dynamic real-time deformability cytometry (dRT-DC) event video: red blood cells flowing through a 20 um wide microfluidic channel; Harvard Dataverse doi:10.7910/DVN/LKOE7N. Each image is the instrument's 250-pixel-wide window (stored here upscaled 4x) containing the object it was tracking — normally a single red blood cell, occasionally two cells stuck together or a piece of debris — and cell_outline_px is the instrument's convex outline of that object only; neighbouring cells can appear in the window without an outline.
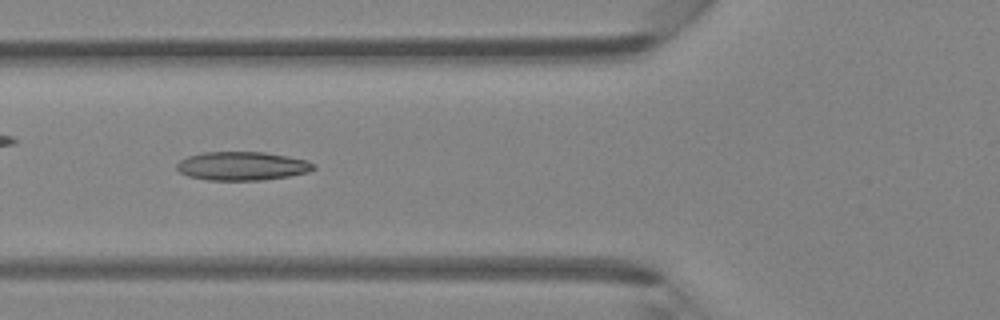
{"species": "Egyptian fruit bat (a non-hibernating species)", "species_latin": "Rousettus aegyptiacus", "temperature_condition": "room temperature", "stored_images_in_passage": 44, "camera_frame_rate_fps": 3000, "um_per_image_px": 0.085, "animal": {"sex": "female"}, "frame": {"image": 1, "passage_image": 16, "time_ms": 5.0, "image_size_px": [1000, 320], "cell_outline_px": [[316, 168], [308, 172], [288, 176], [264, 180], [208, 180], [188, 176], [180, 172], [176, 168], [176, 164], [180, 160], [188, 156], [204, 152], [264, 152], [288, 156], [308, 160], [316, 164]], "centroid_in_image_um": [20.6, 14.11], "position_along_channel_um": 105.2, "area_um2": 22.95}}
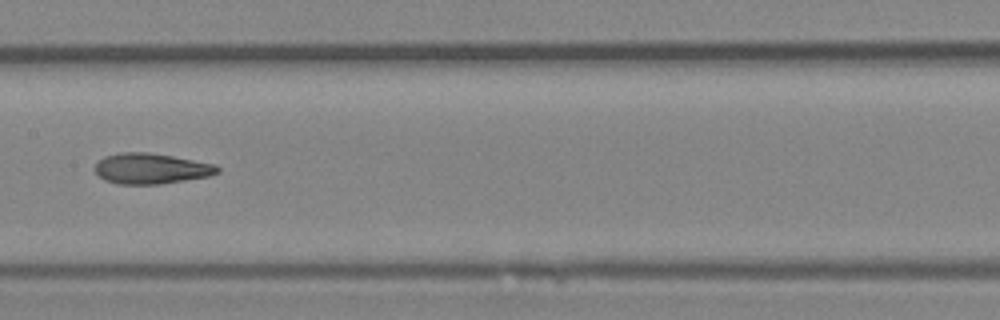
{"frame": {"image": 2, "passage_image": 22, "time_ms": 7.0, "image_size_px": [1000, 320], "cell_outline_px": [[220, 172], [208, 176], [160, 184], [116, 184], [104, 180], [92, 168], [104, 156], [120, 152], [148, 152], [172, 156], [216, 164], [220, 168]], "centroid_in_image_um": [12.82, 14.32], "position_along_channel_um": 194.6, "area_um2": 21.91}}
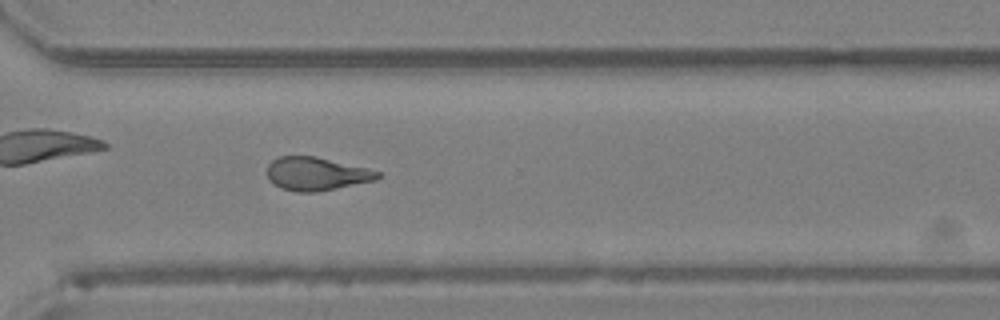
{"frame": {"image": 3, "passage_image": 32, "time_ms": 10.333, "image_size_px": [1000, 320], "cell_outline_px": [[380, 176], [376, 180], [316, 192], [296, 192], [280, 188], [268, 180], [268, 164], [272, 160], [280, 156], [316, 156], [368, 168], [380, 172]], "centroid_in_image_um": [26.88, 14.77], "position_along_channel_um": 343.7, "area_um2": 21.44}}